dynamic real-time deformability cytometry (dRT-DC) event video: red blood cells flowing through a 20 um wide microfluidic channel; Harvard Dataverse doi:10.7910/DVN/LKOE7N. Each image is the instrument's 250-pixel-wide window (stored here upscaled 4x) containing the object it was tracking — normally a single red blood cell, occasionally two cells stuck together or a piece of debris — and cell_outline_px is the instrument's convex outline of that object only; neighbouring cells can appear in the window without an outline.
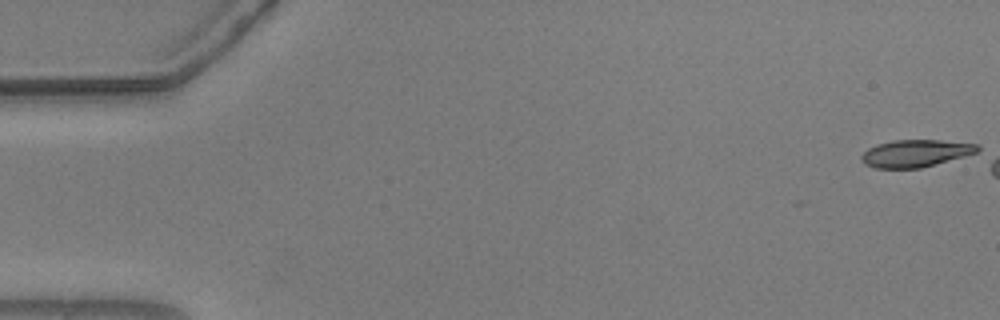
{"species": "common noctule bat (a hibernating species)", "species_latin": "Nyctalus noctula", "temperature_condition": "warm", "stored_images_in_passage": 1, "camera_frame_rate_fps": 3000, "um_per_image_px": 0.085, "animal": {"sex": "male", "body_mass_g": 20.5, "forearm_length_mm": 52.5}, "frame": {"image": 1, "passage_image": 1, "time_ms": 0.0, "image_size_px": [1000, 320], "cell_outline_px": [[980, 148], [976, 152], [964, 156], [920, 168], [876, 168], [864, 164], [860, 160], [860, 156], [868, 148], [876, 144], [892, 140], [940, 140], [980, 144]], "centroid_in_image_um": [77.78, 13.02], "position_along_channel_um": 7.2, "area_um2": 18.44}}